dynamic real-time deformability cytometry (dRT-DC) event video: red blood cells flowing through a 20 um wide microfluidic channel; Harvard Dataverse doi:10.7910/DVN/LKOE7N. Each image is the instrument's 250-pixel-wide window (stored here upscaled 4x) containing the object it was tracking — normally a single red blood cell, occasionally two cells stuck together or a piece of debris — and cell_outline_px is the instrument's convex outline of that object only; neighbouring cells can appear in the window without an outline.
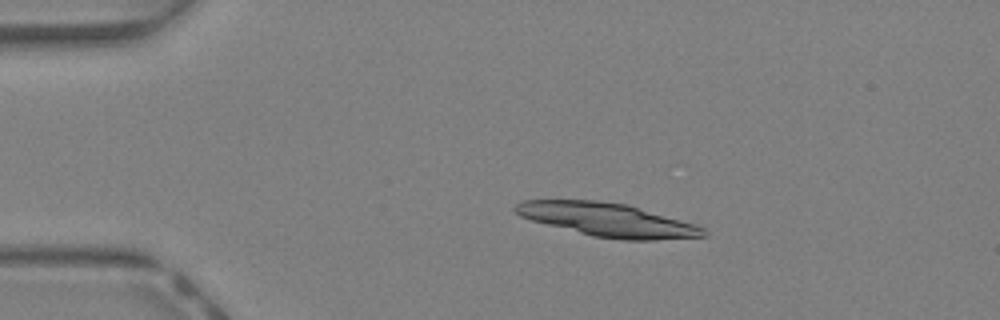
{"species": "Egyptian fruit bat (a non-hibernating species)", "species_latin": "Rousettus aegyptiacus", "temperature_condition": "warm", "stored_images_in_passage": 13, "camera_frame_rate_fps": 3000, "um_per_image_px": 0.085, "animal": {"sex": "female"}, "frame": {"image": 1, "passage_image": 8, "time_ms": 2.333, "image_size_px": [1000, 320], "cell_outline_px": [[708, 236], [652, 240], [624, 240], [592, 236], [532, 220], [520, 216], [512, 208], [516, 204], [524, 200], [596, 200], [628, 204], [680, 220], [704, 228], [708, 232]], "centroid_in_image_um": [51.64, 18.68], "position_along_channel_um": 33.4, "area_um2": 36.36}}